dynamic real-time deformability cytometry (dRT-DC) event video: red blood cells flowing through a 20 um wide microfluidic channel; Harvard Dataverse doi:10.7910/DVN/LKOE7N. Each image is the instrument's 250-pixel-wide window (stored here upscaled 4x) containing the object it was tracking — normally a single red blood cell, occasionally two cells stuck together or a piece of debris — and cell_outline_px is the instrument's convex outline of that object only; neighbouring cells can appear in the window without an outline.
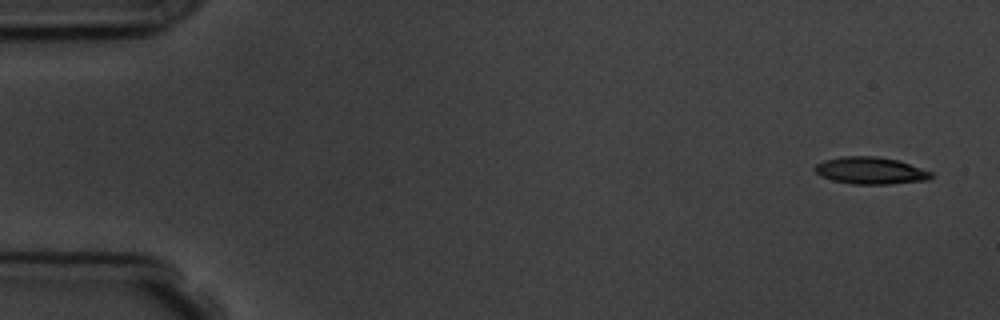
{"species": "common noctule bat (a hibernating species)", "species_latin": "Nyctalus noctula", "temperature_condition": "room temperature", "stored_images_in_passage": 5, "camera_frame_rate_fps": 3000, "um_per_image_px": 0.085, "animal": {"sex": "male", "body_mass_g": 19.5, "forearm_length_mm": 54.6}, "frame": {"image": 1, "passage_image": 1, "time_ms": 0.0, "image_size_px": [1000, 320], "cell_outline_px": [[932, 176], [928, 180], [892, 184], [852, 184], [832, 180], [820, 176], [812, 168], [816, 164], [824, 160], [840, 156], [876, 156], [900, 160], [932, 172]], "centroid_in_image_um": [73.98, 14.5], "position_along_channel_um": 11.0, "area_um2": 18.55}}
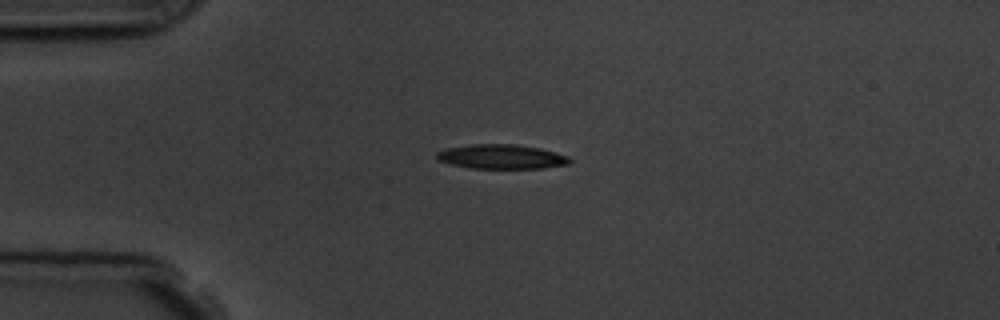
{"frame": {"image": 2, "passage_image": 4, "time_ms": 3.667, "image_size_px": [1000, 320], "cell_outline_px": [[572, 160], [568, 164], [544, 168], [468, 168], [452, 164], [440, 160], [436, 156], [436, 152], [444, 148], [468, 144], [516, 144], [540, 148], [568, 156]], "centroid_in_image_um": [42.61, 13.31], "position_along_channel_um": 42.4, "area_um2": 18.96}}